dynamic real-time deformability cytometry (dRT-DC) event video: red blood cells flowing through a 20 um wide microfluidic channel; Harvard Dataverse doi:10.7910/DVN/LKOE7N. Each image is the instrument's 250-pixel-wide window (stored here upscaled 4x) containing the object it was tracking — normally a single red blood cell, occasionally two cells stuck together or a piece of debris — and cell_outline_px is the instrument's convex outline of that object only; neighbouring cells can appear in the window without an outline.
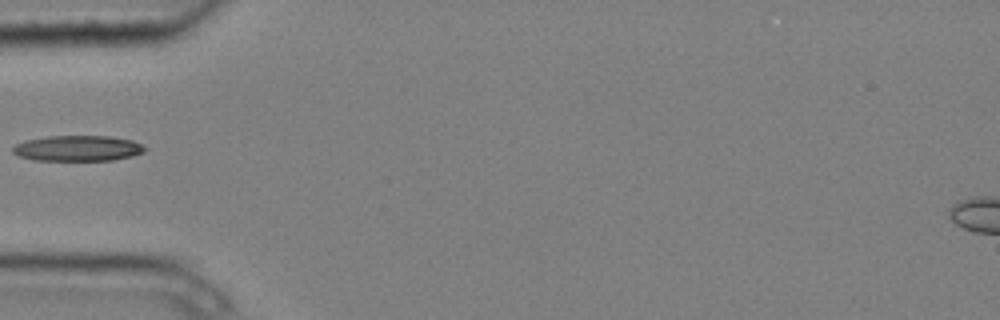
{"species": "common noctule bat (a hibernating species)", "species_latin": "Nyctalus noctula", "temperature_condition": "cold", "stored_images_in_passage": 1, "camera_frame_rate_fps": 3000, "um_per_image_px": 0.085, "animal": {"sex": "male", "body_mass_g": 20.4}, "frame": {"image": 1, "passage_image": 1, "time_ms": 0.0, "image_size_px": [1000, 320], "cell_outline_px": [[148, 148], [144, 152], [132, 156], [112, 160], [32, 160], [20, 156], [12, 152], [12, 148], [16, 144], [24, 140], [48, 136], [108, 136], [132, 140]], "centroid_in_image_um": [6.6, 12.6], "position_along_channel_um": 78.4, "area_um2": 19.71}}